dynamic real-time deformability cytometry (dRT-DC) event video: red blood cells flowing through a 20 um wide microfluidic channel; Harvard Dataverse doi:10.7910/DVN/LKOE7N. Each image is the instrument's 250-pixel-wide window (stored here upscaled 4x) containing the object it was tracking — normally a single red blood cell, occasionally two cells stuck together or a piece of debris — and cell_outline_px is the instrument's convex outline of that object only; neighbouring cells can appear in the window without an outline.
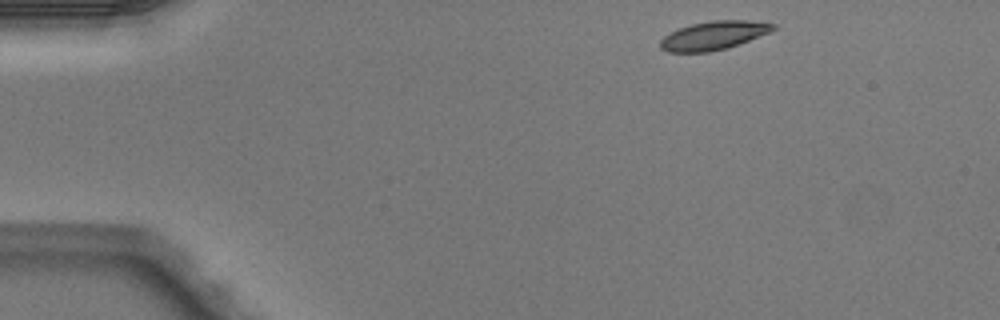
{"species": "Egyptian fruit bat (a non-hibernating species)", "species_latin": "Rousettus aegyptiacus", "temperature_condition": "warm", "stored_images_in_passage": 3, "camera_frame_rate_fps": 3000, "um_per_image_px": 0.085, "animal": {"sex": "male"}, "frame": {"image": 1, "passage_image": 1, "time_ms": 0.0, "image_size_px": [1000, 320], "cell_outline_px": [[776, 28], [768, 32], [728, 48], [708, 52], [668, 52], [660, 48], [660, 40], [664, 36], [680, 28], [692, 24], [712, 20], [748, 20], [776, 24]], "centroid_in_image_um": [60.64, 3.02], "position_along_channel_um": 24.4, "area_um2": 18.55}}